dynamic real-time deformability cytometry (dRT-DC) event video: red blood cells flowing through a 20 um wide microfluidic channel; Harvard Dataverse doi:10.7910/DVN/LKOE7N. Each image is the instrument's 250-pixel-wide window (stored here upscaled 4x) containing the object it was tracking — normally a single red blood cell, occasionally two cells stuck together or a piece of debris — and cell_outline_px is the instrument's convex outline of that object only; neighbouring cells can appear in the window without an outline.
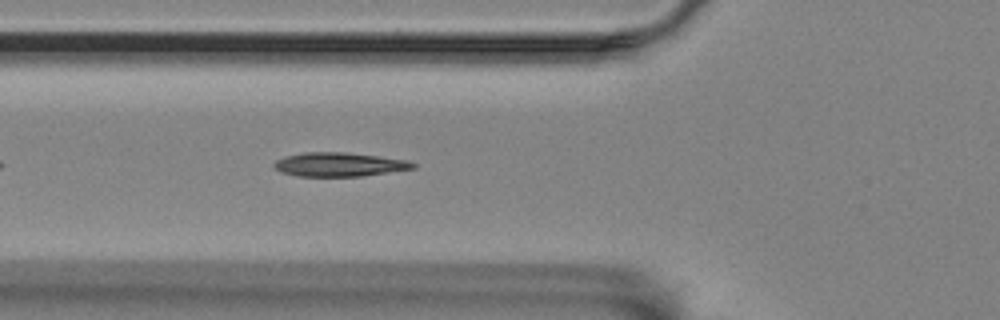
{"species": "Egyptian fruit bat (a non-hibernating species)", "species_latin": "Rousettus aegyptiacus", "temperature_condition": "room temperature", "stored_images_in_passage": 26, "camera_frame_rate_fps": 3000, "um_per_image_px": 0.085, "animal": {"sex": "female"}, "frame": {"image": 1, "passage_image": 4, "time_ms": 1.0, "image_size_px": [1000, 320], "cell_outline_px": [[416, 168], [360, 176], [296, 176], [280, 172], [272, 164], [276, 160], [284, 156], [304, 152], [344, 152], [408, 160], [416, 164]], "centroid_in_image_um": [28.79, 13.98], "position_along_channel_um": 97.0, "area_um2": 19.31}}
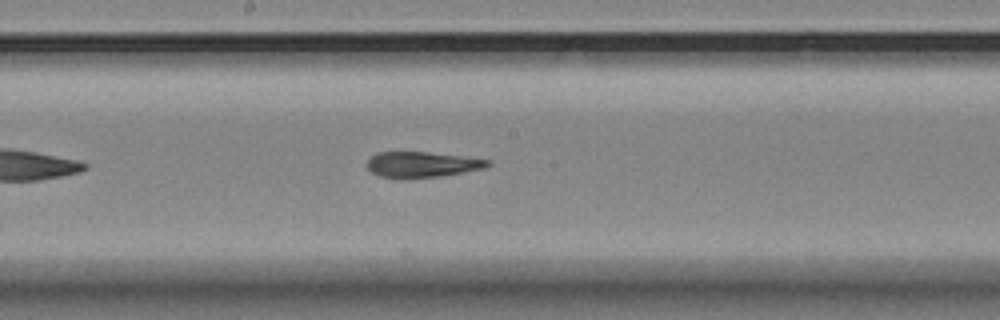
{"frame": {"image": 2, "passage_image": 14, "time_ms": 4.333, "image_size_px": [1000, 320], "cell_outline_px": [[492, 164], [484, 168], [440, 176], [404, 180], [380, 176], [372, 172], [368, 168], [368, 160], [376, 152], [428, 152], [460, 156], [488, 160]], "centroid_in_image_um": [35.82, 14.0], "position_along_channel_um": 212.4, "area_um2": 18.03}}
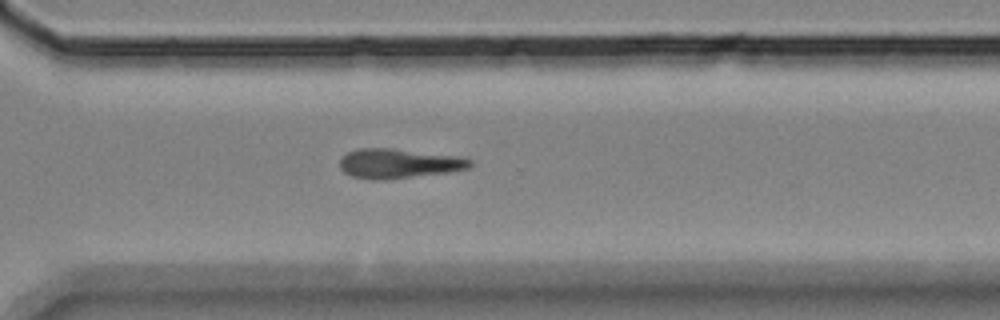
{"frame": {"image": 3, "passage_image": 26, "time_ms": 8.333, "image_size_px": [1000, 320], "cell_outline_px": [[472, 164], [468, 168], [448, 172], [376, 180], [372, 180], [352, 176], [344, 172], [340, 168], [340, 160], [348, 152], [360, 148], [388, 148], [460, 156], [472, 160]], "centroid_in_image_um": [33.88, 13.89], "position_along_channel_um": 336.7, "area_um2": 22.08}}